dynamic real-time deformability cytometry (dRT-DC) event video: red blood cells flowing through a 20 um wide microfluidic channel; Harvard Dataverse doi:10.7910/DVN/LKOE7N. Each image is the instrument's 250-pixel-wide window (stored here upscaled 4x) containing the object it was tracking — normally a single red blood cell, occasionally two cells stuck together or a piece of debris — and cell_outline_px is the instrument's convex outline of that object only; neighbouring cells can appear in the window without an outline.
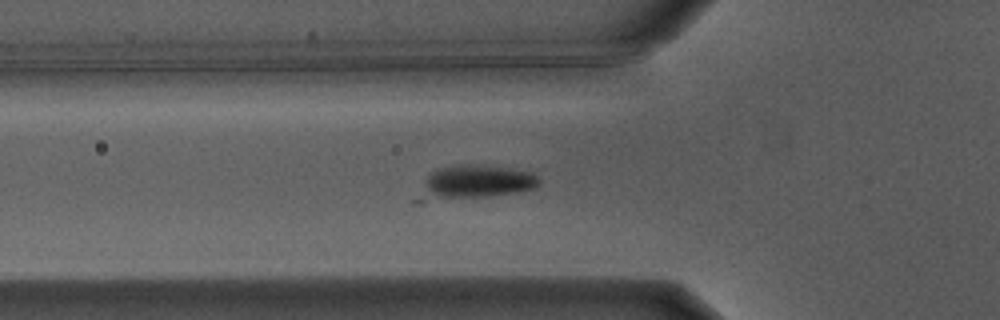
{"species": "Egyptian fruit bat (a non-hibernating species)", "species_latin": "Rousettus aegyptiacus", "temperature_condition": "warm", "stored_images_in_passage": 22, "camera_frame_rate_fps": 3000, "um_per_image_px": 0.085, "animal": {"sex": "male"}, "frame": {"image": 1, "passage_image": 8, "time_ms": 2.333, "image_size_px": [1000, 320], "cell_outline_px": [[540, 184], [536, 188], [516, 192], [492, 196], [420, 204], [416, 204], [412, 200], [428, 172], [436, 168], [452, 164], [480, 164], [532, 172], [540, 180]], "centroid_in_image_um": [40.14, 15.54], "position_along_channel_um": 85.7, "area_um2": 25.26}}
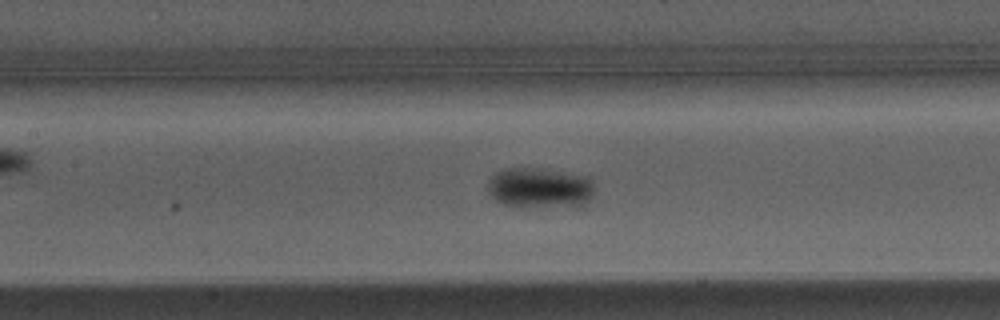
{"frame": {"image": 2, "passage_image": 14, "time_ms": 4.333, "image_size_px": [1000, 320], "cell_outline_px": [[592, 196], [584, 208], [576, 208], [504, 204], [496, 200], [488, 192], [488, 180], [496, 172], [504, 168], [540, 168], [592, 176]], "centroid_in_image_um": [45.96, 15.96], "position_along_channel_um": 161.4, "area_um2": 25.55}}
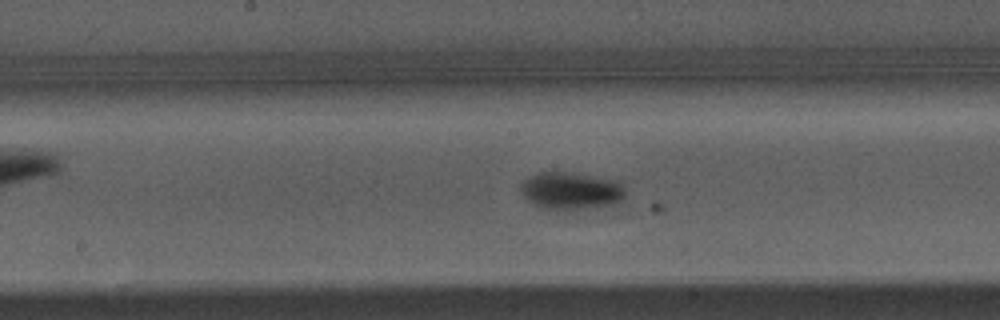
{"frame": {"image": 3, "passage_image": 17, "time_ms": 5.333, "image_size_px": [1000, 320], "cell_outline_px": [[624, 196], [620, 200], [612, 204], [568, 212], [540, 208], [528, 200], [524, 196], [520, 188], [520, 184], [524, 180], [536, 172], [576, 172], [616, 180], [624, 188]], "centroid_in_image_um": [48.5, 16.23], "position_along_channel_um": 199.7, "area_um2": 23.24}}